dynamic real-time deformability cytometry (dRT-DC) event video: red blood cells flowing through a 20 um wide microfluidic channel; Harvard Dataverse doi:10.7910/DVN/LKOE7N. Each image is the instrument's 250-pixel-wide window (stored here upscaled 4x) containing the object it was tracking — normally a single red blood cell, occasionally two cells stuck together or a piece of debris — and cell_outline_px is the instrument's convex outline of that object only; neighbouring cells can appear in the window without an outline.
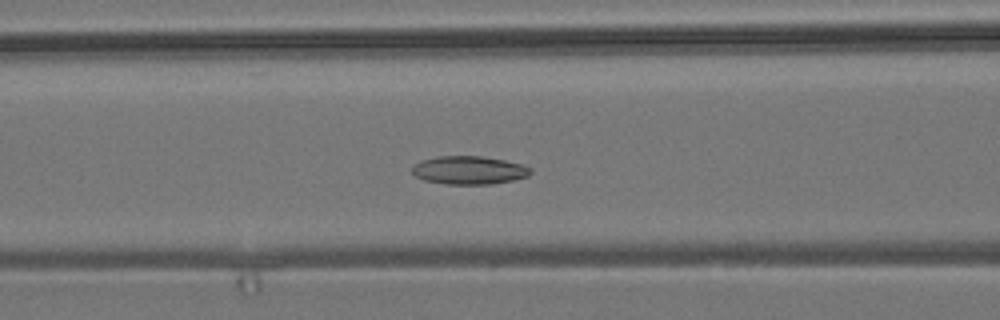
{"species": "common noctule bat (a hibernating species)", "species_latin": "Nyctalus noctula", "temperature_condition": "room temperature", "stored_images_in_passage": 57, "segment_of_instrument_passage": [1, 2], "camera_frame_rate_fps": 3000, "um_per_image_px": 0.085, "animal": {"sex": "male", "body_mass_g": 19.2, "forearm_length_mm": 51.8}, "frame": {"image": 1, "passage_image": 23, "time_ms": 7.333, "image_size_px": [1000, 320], "cell_outline_px": [[532, 172], [528, 176], [512, 180], [492, 184], [448, 184], [424, 180], [416, 176], [412, 172], [412, 164], [420, 160], [436, 156], [480, 156], [504, 160], [524, 164], [532, 168]], "centroid_in_image_um": [39.86, 14.45], "position_along_channel_um": 126.7, "area_um2": 19.65}}
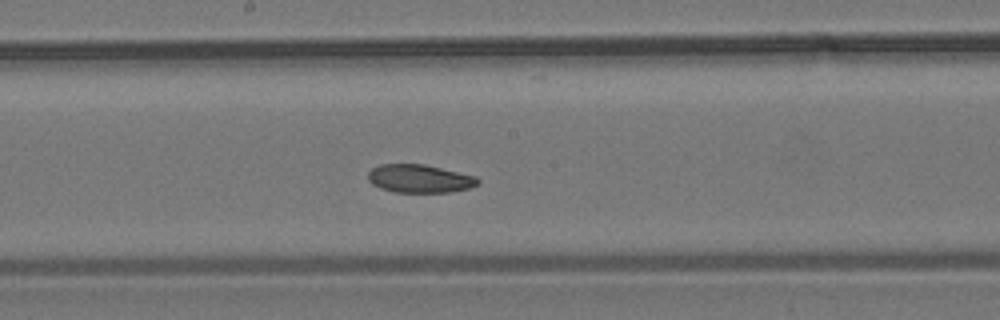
{"frame": {"image": 2, "passage_image": 30, "time_ms": 9.667, "image_size_px": [1000, 320], "cell_outline_px": [[480, 184], [472, 188], [448, 192], [396, 192], [380, 188], [372, 184], [368, 180], [368, 172], [372, 168], [380, 164], [424, 164], [476, 176], [480, 180]], "centroid_in_image_um": [35.69, 15.18], "position_along_channel_um": 212.5, "area_um2": 18.15}}
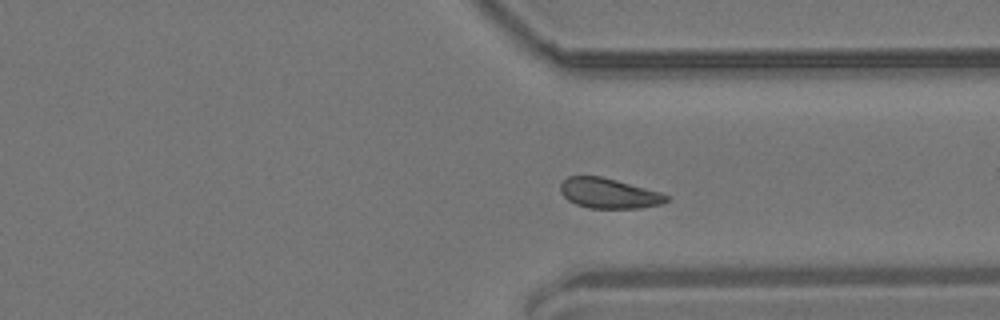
{"frame": {"image": 3, "passage_image": 42, "time_ms": 13.667, "image_size_px": [1000, 320], "cell_outline_px": [[668, 200], [660, 204], [640, 208], [588, 208], [576, 204], [568, 200], [560, 192], [560, 184], [568, 176], [600, 176], [616, 180], [660, 192], [668, 196]], "centroid_in_image_um": [51.71, 16.43], "position_along_channel_um": 359.7, "area_um2": 18.44}}